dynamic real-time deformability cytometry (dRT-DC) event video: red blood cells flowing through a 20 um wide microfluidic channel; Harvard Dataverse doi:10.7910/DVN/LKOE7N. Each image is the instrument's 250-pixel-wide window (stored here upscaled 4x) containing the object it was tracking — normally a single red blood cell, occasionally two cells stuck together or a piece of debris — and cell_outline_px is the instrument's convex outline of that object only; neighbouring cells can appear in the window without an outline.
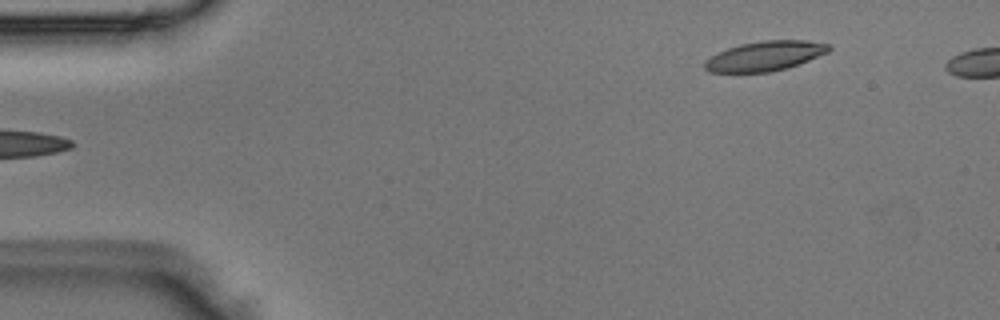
{"species": "Egyptian fruit bat (a non-hibernating species)", "species_latin": "Rousettus aegyptiacus", "temperature_condition": "room temperature", "stored_images_in_passage": 2, "camera_frame_rate_fps": 3000, "um_per_image_px": 0.085, "animal": {"sex": "male"}, "frame": {"image": 1, "passage_image": 2, "time_ms": 0.333, "image_size_px": [1000, 320], "cell_outline_px": [[832, 48], [828, 52], [788, 68], [768, 72], [708, 72], [704, 68], [704, 60], [728, 48], [740, 44], [764, 40], [804, 40], [828, 44]], "centroid_in_image_um": [65.01, 4.76], "position_along_channel_um": 20.0, "area_um2": 21.33}}